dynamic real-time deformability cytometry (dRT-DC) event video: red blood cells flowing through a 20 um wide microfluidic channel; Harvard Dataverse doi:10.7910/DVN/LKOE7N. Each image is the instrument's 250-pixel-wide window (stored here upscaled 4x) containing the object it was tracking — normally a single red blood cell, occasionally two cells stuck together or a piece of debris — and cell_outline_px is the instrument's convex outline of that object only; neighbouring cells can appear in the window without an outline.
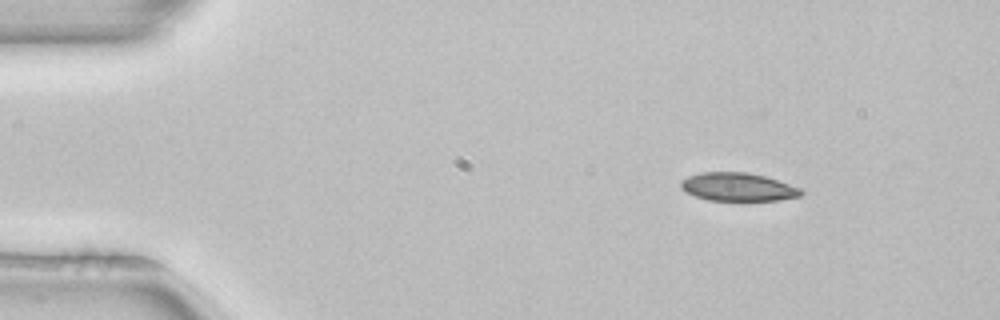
{"species": "common noctule bat (a hibernating species)", "species_latin": "Nyctalus noctula", "temperature_condition": "room temperature", "stored_images_in_passage": 2, "camera_frame_rate_fps": 3000, "um_per_image_px": 0.085, "animal": {"sex": "female", "body_mass_g": 22.7, "forearm_length_mm": 54.2}, "frame": {"image": 1, "passage_image": 1, "time_ms": 0.0, "image_size_px": [1000, 320], "cell_outline_px": [[804, 192], [800, 196], [776, 200], [708, 200], [684, 192], [680, 188], [680, 180], [688, 176], [700, 172], [748, 172], [764, 176], [800, 188]], "centroid_in_image_um": [62.66, 15.88], "position_along_channel_um": 22.3, "area_um2": 19.71}}